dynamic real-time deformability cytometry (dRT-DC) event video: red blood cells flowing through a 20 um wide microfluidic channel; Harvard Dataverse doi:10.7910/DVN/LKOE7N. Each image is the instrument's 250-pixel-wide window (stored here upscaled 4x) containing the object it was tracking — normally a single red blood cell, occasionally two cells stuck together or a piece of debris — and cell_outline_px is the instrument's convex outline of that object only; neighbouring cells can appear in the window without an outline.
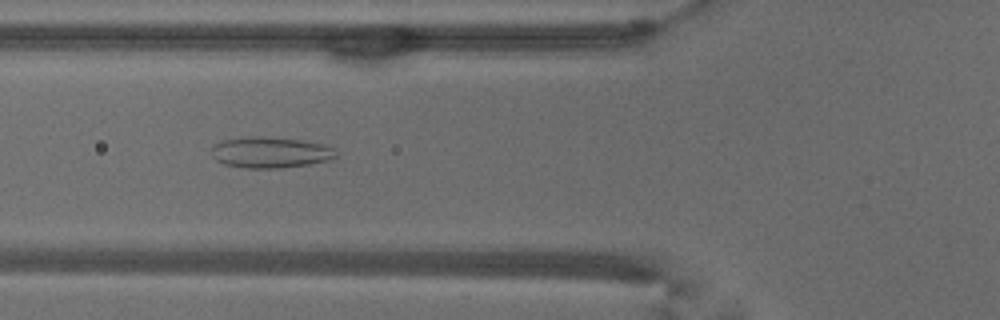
{"species": "common noctule bat (a hibernating species)", "species_latin": "Nyctalus noctula", "temperature_condition": "warm", "stored_images_in_passage": 53, "camera_frame_rate_fps": 3000, "um_per_image_px": 0.085, "animal": {"sex": "male", "body_mass_g": 18.8}, "frame": {"image": 1, "passage_image": 20, "time_ms": 6.333, "image_size_px": [1000, 320], "cell_outline_px": [[336, 156], [332, 160], [308, 164], [280, 168], [244, 168], [224, 164], [216, 160], [212, 156], [212, 148], [216, 144], [224, 140], [252, 136], [256, 136], [300, 140], [324, 144], [336, 148]], "centroid_in_image_um": [23.02, 12.96], "position_along_channel_um": 102.8, "area_um2": 22.43}}
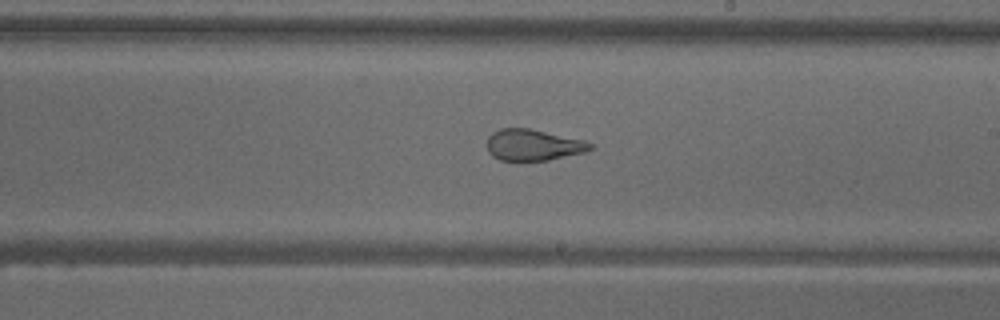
{"frame": {"image": 2, "passage_image": 31, "time_ms": 10.0, "image_size_px": [1000, 320], "cell_outline_px": [[592, 148], [584, 152], [548, 160], [500, 160], [492, 156], [488, 152], [488, 136], [492, 132], [500, 128], [528, 128], [584, 140], [592, 144]], "centroid_in_image_um": [45.29, 12.31], "position_along_channel_um": 243.7, "area_um2": 18.61}}
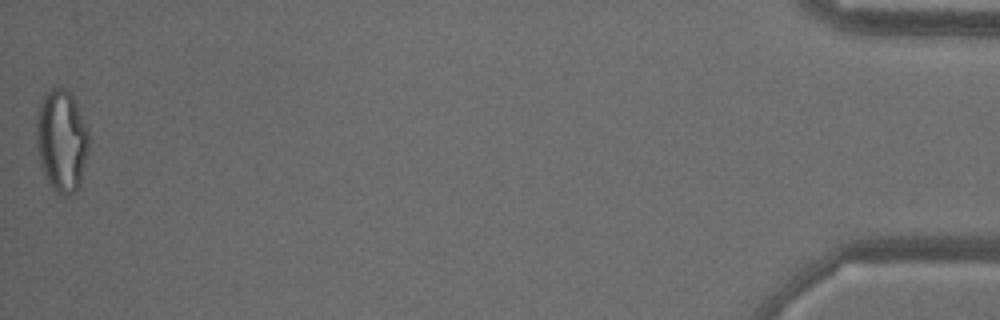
{"frame": {"image": 3, "passage_image": 53, "time_ms": 17.333, "image_size_px": [1000, 320], "cell_outline_px": [[92, 140], [80, 188], [76, 192], [68, 196], [60, 196], [48, 184], [40, 164], [36, 140], [36, 108], [44, 96], [52, 88], [60, 84], [68, 88], [88, 128]], "centroid_in_image_um": [5.27, 11.97], "position_along_channel_um": 429.9, "area_um2": 32.54}, "authors_computed_cell_mechanics": {"area_um2": 25.8944, "velocity_mm_per_s": 3.8354, "shape_relaxation_time_tau1_ms": null, "shape_relaxation_time_tau2_ms": 1.19, "deformation_change_tau1": null, "deformation_change_tau2": 0.0882}}